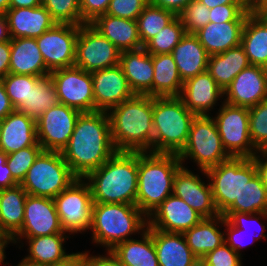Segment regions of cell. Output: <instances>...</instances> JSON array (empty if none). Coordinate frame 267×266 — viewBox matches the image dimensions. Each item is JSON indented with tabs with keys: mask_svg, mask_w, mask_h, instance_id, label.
I'll return each instance as SVG.
<instances>
[{
	"mask_svg": "<svg viewBox=\"0 0 267 266\" xmlns=\"http://www.w3.org/2000/svg\"><path fill=\"white\" fill-rule=\"evenodd\" d=\"M182 166L204 170L219 165L231 158L224 149L216 123L211 115L195 116L192 120L186 145L178 154ZM187 165V166H186Z\"/></svg>",
	"mask_w": 267,
	"mask_h": 266,
	"instance_id": "obj_7",
	"label": "cell"
},
{
	"mask_svg": "<svg viewBox=\"0 0 267 266\" xmlns=\"http://www.w3.org/2000/svg\"><path fill=\"white\" fill-rule=\"evenodd\" d=\"M175 17L176 15L173 12L149 3L136 20L142 46L152 39Z\"/></svg>",
	"mask_w": 267,
	"mask_h": 266,
	"instance_id": "obj_39",
	"label": "cell"
},
{
	"mask_svg": "<svg viewBox=\"0 0 267 266\" xmlns=\"http://www.w3.org/2000/svg\"><path fill=\"white\" fill-rule=\"evenodd\" d=\"M183 83L194 76L205 72L209 54L194 34H187L171 52Z\"/></svg>",
	"mask_w": 267,
	"mask_h": 266,
	"instance_id": "obj_30",
	"label": "cell"
},
{
	"mask_svg": "<svg viewBox=\"0 0 267 266\" xmlns=\"http://www.w3.org/2000/svg\"><path fill=\"white\" fill-rule=\"evenodd\" d=\"M3 119H0V137L2 133Z\"/></svg>",
	"mask_w": 267,
	"mask_h": 266,
	"instance_id": "obj_66",
	"label": "cell"
},
{
	"mask_svg": "<svg viewBox=\"0 0 267 266\" xmlns=\"http://www.w3.org/2000/svg\"><path fill=\"white\" fill-rule=\"evenodd\" d=\"M27 192L20 184L0 189V231L13 236L21 229L24 220Z\"/></svg>",
	"mask_w": 267,
	"mask_h": 266,
	"instance_id": "obj_36",
	"label": "cell"
},
{
	"mask_svg": "<svg viewBox=\"0 0 267 266\" xmlns=\"http://www.w3.org/2000/svg\"><path fill=\"white\" fill-rule=\"evenodd\" d=\"M119 64L134 94L152 97L154 77L152 55L144 48L123 51L120 54Z\"/></svg>",
	"mask_w": 267,
	"mask_h": 266,
	"instance_id": "obj_24",
	"label": "cell"
},
{
	"mask_svg": "<svg viewBox=\"0 0 267 266\" xmlns=\"http://www.w3.org/2000/svg\"><path fill=\"white\" fill-rule=\"evenodd\" d=\"M9 73L49 76L43 56L38 48L36 38H11Z\"/></svg>",
	"mask_w": 267,
	"mask_h": 266,
	"instance_id": "obj_29",
	"label": "cell"
},
{
	"mask_svg": "<svg viewBox=\"0 0 267 266\" xmlns=\"http://www.w3.org/2000/svg\"><path fill=\"white\" fill-rule=\"evenodd\" d=\"M251 12L249 4L217 5L210 9V22L223 23L228 21H246Z\"/></svg>",
	"mask_w": 267,
	"mask_h": 266,
	"instance_id": "obj_47",
	"label": "cell"
},
{
	"mask_svg": "<svg viewBox=\"0 0 267 266\" xmlns=\"http://www.w3.org/2000/svg\"><path fill=\"white\" fill-rule=\"evenodd\" d=\"M253 159L257 168V174L267 186V154L265 152H258Z\"/></svg>",
	"mask_w": 267,
	"mask_h": 266,
	"instance_id": "obj_58",
	"label": "cell"
},
{
	"mask_svg": "<svg viewBox=\"0 0 267 266\" xmlns=\"http://www.w3.org/2000/svg\"><path fill=\"white\" fill-rule=\"evenodd\" d=\"M94 253L95 250L92 253L89 250H84L85 266H126L111 250H103L102 254L99 252L97 254Z\"/></svg>",
	"mask_w": 267,
	"mask_h": 266,
	"instance_id": "obj_52",
	"label": "cell"
},
{
	"mask_svg": "<svg viewBox=\"0 0 267 266\" xmlns=\"http://www.w3.org/2000/svg\"><path fill=\"white\" fill-rule=\"evenodd\" d=\"M90 25L121 52L143 48L136 20L103 14L96 17Z\"/></svg>",
	"mask_w": 267,
	"mask_h": 266,
	"instance_id": "obj_27",
	"label": "cell"
},
{
	"mask_svg": "<svg viewBox=\"0 0 267 266\" xmlns=\"http://www.w3.org/2000/svg\"><path fill=\"white\" fill-rule=\"evenodd\" d=\"M211 116L222 145L231 157L253 158L259 152L249 134V108L223 102Z\"/></svg>",
	"mask_w": 267,
	"mask_h": 266,
	"instance_id": "obj_10",
	"label": "cell"
},
{
	"mask_svg": "<svg viewBox=\"0 0 267 266\" xmlns=\"http://www.w3.org/2000/svg\"><path fill=\"white\" fill-rule=\"evenodd\" d=\"M110 0H80L82 25L90 24L96 17L106 14Z\"/></svg>",
	"mask_w": 267,
	"mask_h": 266,
	"instance_id": "obj_51",
	"label": "cell"
},
{
	"mask_svg": "<svg viewBox=\"0 0 267 266\" xmlns=\"http://www.w3.org/2000/svg\"><path fill=\"white\" fill-rule=\"evenodd\" d=\"M80 25L59 24L36 38L47 69L72 67L75 63L76 40Z\"/></svg>",
	"mask_w": 267,
	"mask_h": 266,
	"instance_id": "obj_15",
	"label": "cell"
},
{
	"mask_svg": "<svg viewBox=\"0 0 267 266\" xmlns=\"http://www.w3.org/2000/svg\"><path fill=\"white\" fill-rule=\"evenodd\" d=\"M66 233L62 228L53 198L27 195L24 220L14 237H39Z\"/></svg>",
	"mask_w": 267,
	"mask_h": 266,
	"instance_id": "obj_17",
	"label": "cell"
},
{
	"mask_svg": "<svg viewBox=\"0 0 267 266\" xmlns=\"http://www.w3.org/2000/svg\"><path fill=\"white\" fill-rule=\"evenodd\" d=\"M37 142L36 120L17 110L3 119L0 151L10 154Z\"/></svg>",
	"mask_w": 267,
	"mask_h": 266,
	"instance_id": "obj_25",
	"label": "cell"
},
{
	"mask_svg": "<svg viewBox=\"0 0 267 266\" xmlns=\"http://www.w3.org/2000/svg\"><path fill=\"white\" fill-rule=\"evenodd\" d=\"M183 235L192 253L200 260L225 242L224 217L220 214L212 218H203Z\"/></svg>",
	"mask_w": 267,
	"mask_h": 266,
	"instance_id": "obj_31",
	"label": "cell"
},
{
	"mask_svg": "<svg viewBox=\"0 0 267 266\" xmlns=\"http://www.w3.org/2000/svg\"><path fill=\"white\" fill-rule=\"evenodd\" d=\"M41 78L42 77L32 75L8 73L1 79L6 89V93L15 109L22 102H26L31 87H34Z\"/></svg>",
	"mask_w": 267,
	"mask_h": 266,
	"instance_id": "obj_42",
	"label": "cell"
},
{
	"mask_svg": "<svg viewBox=\"0 0 267 266\" xmlns=\"http://www.w3.org/2000/svg\"><path fill=\"white\" fill-rule=\"evenodd\" d=\"M9 1L10 0H0V14H5L9 9Z\"/></svg>",
	"mask_w": 267,
	"mask_h": 266,
	"instance_id": "obj_65",
	"label": "cell"
},
{
	"mask_svg": "<svg viewBox=\"0 0 267 266\" xmlns=\"http://www.w3.org/2000/svg\"><path fill=\"white\" fill-rule=\"evenodd\" d=\"M77 177L58 151H42L20 185L28 195L55 198Z\"/></svg>",
	"mask_w": 267,
	"mask_h": 266,
	"instance_id": "obj_8",
	"label": "cell"
},
{
	"mask_svg": "<svg viewBox=\"0 0 267 266\" xmlns=\"http://www.w3.org/2000/svg\"><path fill=\"white\" fill-rule=\"evenodd\" d=\"M224 240L225 243L241 257H244V254H242L244 249L250 248V245L252 246L253 243L256 245L255 242L257 243V240L254 239L253 236L244 233L243 229L232 226L225 218Z\"/></svg>",
	"mask_w": 267,
	"mask_h": 266,
	"instance_id": "obj_50",
	"label": "cell"
},
{
	"mask_svg": "<svg viewBox=\"0 0 267 266\" xmlns=\"http://www.w3.org/2000/svg\"><path fill=\"white\" fill-rule=\"evenodd\" d=\"M42 5V0H10L9 8H34Z\"/></svg>",
	"mask_w": 267,
	"mask_h": 266,
	"instance_id": "obj_60",
	"label": "cell"
},
{
	"mask_svg": "<svg viewBox=\"0 0 267 266\" xmlns=\"http://www.w3.org/2000/svg\"><path fill=\"white\" fill-rule=\"evenodd\" d=\"M42 6L59 24L82 25L80 0H42Z\"/></svg>",
	"mask_w": 267,
	"mask_h": 266,
	"instance_id": "obj_43",
	"label": "cell"
},
{
	"mask_svg": "<svg viewBox=\"0 0 267 266\" xmlns=\"http://www.w3.org/2000/svg\"><path fill=\"white\" fill-rule=\"evenodd\" d=\"M147 226L148 217L136 204L93 203L88 239L94 247H103L102 251L112 250L117 244L139 236Z\"/></svg>",
	"mask_w": 267,
	"mask_h": 266,
	"instance_id": "obj_4",
	"label": "cell"
},
{
	"mask_svg": "<svg viewBox=\"0 0 267 266\" xmlns=\"http://www.w3.org/2000/svg\"><path fill=\"white\" fill-rule=\"evenodd\" d=\"M245 21L209 22L194 35L209 55L219 54L241 44Z\"/></svg>",
	"mask_w": 267,
	"mask_h": 266,
	"instance_id": "obj_28",
	"label": "cell"
},
{
	"mask_svg": "<svg viewBox=\"0 0 267 266\" xmlns=\"http://www.w3.org/2000/svg\"><path fill=\"white\" fill-rule=\"evenodd\" d=\"M210 9L199 0H192L178 15L187 34H194L210 21Z\"/></svg>",
	"mask_w": 267,
	"mask_h": 266,
	"instance_id": "obj_46",
	"label": "cell"
},
{
	"mask_svg": "<svg viewBox=\"0 0 267 266\" xmlns=\"http://www.w3.org/2000/svg\"><path fill=\"white\" fill-rule=\"evenodd\" d=\"M194 266H204L200 261L197 263V264H195Z\"/></svg>",
	"mask_w": 267,
	"mask_h": 266,
	"instance_id": "obj_67",
	"label": "cell"
},
{
	"mask_svg": "<svg viewBox=\"0 0 267 266\" xmlns=\"http://www.w3.org/2000/svg\"><path fill=\"white\" fill-rule=\"evenodd\" d=\"M172 194L183 199L203 218L220 215L214 204L211 186L204 170H192L182 166L174 177Z\"/></svg>",
	"mask_w": 267,
	"mask_h": 266,
	"instance_id": "obj_16",
	"label": "cell"
},
{
	"mask_svg": "<svg viewBox=\"0 0 267 266\" xmlns=\"http://www.w3.org/2000/svg\"><path fill=\"white\" fill-rule=\"evenodd\" d=\"M249 5L254 1V0H245Z\"/></svg>",
	"mask_w": 267,
	"mask_h": 266,
	"instance_id": "obj_68",
	"label": "cell"
},
{
	"mask_svg": "<svg viewBox=\"0 0 267 266\" xmlns=\"http://www.w3.org/2000/svg\"><path fill=\"white\" fill-rule=\"evenodd\" d=\"M83 179L90 187L93 203L135 204L138 152L117 151Z\"/></svg>",
	"mask_w": 267,
	"mask_h": 266,
	"instance_id": "obj_3",
	"label": "cell"
},
{
	"mask_svg": "<svg viewBox=\"0 0 267 266\" xmlns=\"http://www.w3.org/2000/svg\"><path fill=\"white\" fill-rule=\"evenodd\" d=\"M80 111L57 104L36 120L37 141L44 151L61 152L72 136Z\"/></svg>",
	"mask_w": 267,
	"mask_h": 266,
	"instance_id": "obj_14",
	"label": "cell"
},
{
	"mask_svg": "<svg viewBox=\"0 0 267 266\" xmlns=\"http://www.w3.org/2000/svg\"><path fill=\"white\" fill-rule=\"evenodd\" d=\"M267 100V69L249 65L225 88L224 102L233 106L253 107Z\"/></svg>",
	"mask_w": 267,
	"mask_h": 266,
	"instance_id": "obj_18",
	"label": "cell"
},
{
	"mask_svg": "<svg viewBox=\"0 0 267 266\" xmlns=\"http://www.w3.org/2000/svg\"><path fill=\"white\" fill-rule=\"evenodd\" d=\"M249 126L254 147L263 152L267 148V100L249 108Z\"/></svg>",
	"mask_w": 267,
	"mask_h": 266,
	"instance_id": "obj_44",
	"label": "cell"
},
{
	"mask_svg": "<svg viewBox=\"0 0 267 266\" xmlns=\"http://www.w3.org/2000/svg\"><path fill=\"white\" fill-rule=\"evenodd\" d=\"M207 8L212 9L217 5L248 4L245 0H199Z\"/></svg>",
	"mask_w": 267,
	"mask_h": 266,
	"instance_id": "obj_61",
	"label": "cell"
},
{
	"mask_svg": "<svg viewBox=\"0 0 267 266\" xmlns=\"http://www.w3.org/2000/svg\"><path fill=\"white\" fill-rule=\"evenodd\" d=\"M58 216L64 231L72 237L88 234L91 225L93 199L88 183L77 178L55 198ZM78 234V235H75Z\"/></svg>",
	"mask_w": 267,
	"mask_h": 266,
	"instance_id": "obj_11",
	"label": "cell"
},
{
	"mask_svg": "<svg viewBox=\"0 0 267 266\" xmlns=\"http://www.w3.org/2000/svg\"><path fill=\"white\" fill-rule=\"evenodd\" d=\"M11 40L0 42V79L9 73Z\"/></svg>",
	"mask_w": 267,
	"mask_h": 266,
	"instance_id": "obj_55",
	"label": "cell"
},
{
	"mask_svg": "<svg viewBox=\"0 0 267 266\" xmlns=\"http://www.w3.org/2000/svg\"><path fill=\"white\" fill-rule=\"evenodd\" d=\"M186 35V31L179 16H176L152 39H150L143 48L151 55L171 54L174 47Z\"/></svg>",
	"mask_w": 267,
	"mask_h": 266,
	"instance_id": "obj_40",
	"label": "cell"
},
{
	"mask_svg": "<svg viewBox=\"0 0 267 266\" xmlns=\"http://www.w3.org/2000/svg\"><path fill=\"white\" fill-rule=\"evenodd\" d=\"M240 45L250 65L267 67V17L264 14H248Z\"/></svg>",
	"mask_w": 267,
	"mask_h": 266,
	"instance_id": "obj_32",
	"label": "cell"
},
{
	"mask_svg": "<svg viewBox=\"0 0 267 266\" xmlns=\"http://www.w3.org/2000/svg\"><path fill=\"white\" fill-rule=\"evenodd\" d=\"M154 77L152 97H178L183 87L178 68L171 54L152 55Z\"/></svg>",
	"mask_w": 267,
	"mask_h": 266,
	"instance_id": "obj_35",
	"label": "cell"
},
{
	"mask_svg": "<svg viewBox=\"0 0 267 266\" xmlns=\"http://www.w3.org/2000/svg\"><path fill=\"white\" fill-rule=\"evenodd\" d=\"M11 266H49V265L44 264V263L35 262V261L29 260V259L22 256V259L20 261H18L17 265L12 264Z\"/></svg>",
	"mask_w": 267,
	"mask_h": 266,
	"instance_id": "obj_64",
	"label": "cell"
},
{
	"mask_svg": "<svg viewBox=\"0 0 267 266\" xmlns=\"http://www.w3.org/2000/svg\"><path fill=\"white\" fill-rule=\"evenodd\" d=\"M149 0H110L106 14L130 20H137Z\"/></svg>",
	"mask_w": 267,
	"mask_h": 266,
	"instance_id": "obj_49",
	"label": "cell"
},
{
	"mask_svg": "<svg viewBox=\"0 0 267 266\" xmlns=\"http://www.w3.org/2000/svg\"><path fill=\"white\" fill-rule=\"evenodd\" d=\"M5 16L11 38H37L57 24L42 5L34 8H9Z\"/></svg>",
	"mask_w": 267,
	"mask_h": 266,
	"instance_id": "obj_23",
	"label": "cell"
},
{
	"mask_svg": "<svg viewBox=\"0 0 267 266\" xmlns=\"http://www.w3.org/2000/svg\"><path fill=\"white\" fill-rule=\"evenodd\" d=\"M251 12L263 14L267 10V0H254L250 4Z\"/></svg>",
	"mask_w": 267,
	"mask_h": 266,
	"instance_id": "obj_63",
	"label": "cell"
},
{
	"mask_svg": "<svg viewBox=\"0 0 267 266\" xmlns=\"http://www.w3.org/2000/svg\"><path fill=\"white\" fill-rule=\"evenodd\" d=\"M108 115L116 151L153 152V97L135 94Z\"/></svg>",
	"mask_w": 267,
	"mask_h": 266,
	"instance_id": "obj_2",
	"label": "cell"
},
{
	"mask_svg": "<svg viewBox=\"0 0 267 266\" xmlns=\"http://www.w3.org/2000/svg\"><path fill=\"white\" fill-rule=\"evenodd\" d=\"M214 204L222 214L233 202H239L245 183L257 174L253 158L231 157L206 171Z\"/></svg>",
	"mask_w": 267,
	"mask_h": 266,
	"instance_id": "obj_9",
	"label": "cell"
},
{
	"mask_svg": "<svg viewBox=\"0 0 267 266\" xmlns=\"http://www.w3.org/2000/svg\"><path fill=\"white\" fill-rule=\"evenodd\" d=\"M192 0H149V3L173 12L178 16Z\"/></svg>",
	"mask_w": 267,
	"mask_h": 266,
	"instance_id": "obj_54",
	"label": "cell"
},
{
	"mask_svg": "<svg viewBox=\"0 0 267 266\" xmlns=\"http://www.w3.org/2000/svg\"><path fill=\"white\" fill-rule=\"evenodd\" d=\"M42 151V146L37 142L34 146H29L7 155L6 164L11 171L13 179L18 184L25 178L27 171Z\"/></svg>",
	"mask_w": 267,
	"mask_h": 266,
	"instance_id": "obj_45",
	"label": "cell"
},
{
	"mask_svg": "<svg viewBox=\"0 0 267 266\" xmlns=\"http://www.w3.org/2000/svg\"><path fill=\"white\" fill-rule=\"evenodd\" d=\"M13 107L4 87L2 80L0 79V119H4L8 114L13 112Z\"/></svg>",
	"mask_w": 267,
	"mask_h": 266,
	"instance_id": "obj_57",
	"label": "cell"
},
{
	"mask_svg": "<svg viewBox=\"0 0 267 266\" xmlns=\"http://www.w3.org/2000/svg\"><path fill=\"white\" fill-rule=\"evenodd\" d=\"M195 116L179 97H153V153L178 155Z\"/></svg>",
	"mask_w": 267,
	"mask_h": 266,
	"instance_id": "obj_6",
	"label": "cell"
},
{
	"mask_svg": "<svg viewBox=\"0 0 267 266\" xmlns=\"http://www.w3.org/2000/svg\"><path fill=\"white\" fill-rule=\"evenodd\" d=\"M203 217L183 199L171 194L149 216V228L164 232L184 233Z\"/></svg>",
	"mask_w": 267,
	"mask_h": 266,
	"instance_id": "obj_21",
	"label": "cell"
},
{
	"mask_svg": "<svg viewBox=\"0 0 267 266\" xmlns=\"http://www.w3.org/2000/svg\"><path fill=\"white\" fill-rule=\"evenodd\" d=\"M51 266H85L84 251H77L66 261Z\"/></svg>",
	"mask_w": 267,
	"mask_h": 266,
	"instance_id": "obj_59",
	"label": "cell"
},
{
	"mask_svg": "<svg viewBox=\"0 0 267 266\" xmlns=\"http://www.w3.org/2000/svg\"><path fill=\"white\" fill-rule=\"evenodd\" d=\"M108 112H83L78 116L69 142L60 152L71 172L84 178L115 153Z\"/></svg>",
	"mask_w": 267,
	"mask_h": 266,
	"instance_id": "obj_1",
	"label": "cell"
},
{
	"mask_svg": "<svg viewBox=\"0 0 267 266\" xmlns=\"http://www.w3.org/2000/svg\"><path fill=\"white\" fill-rule=\"evenodd\" d=\"M73 239L68 233H55L39 237H14L16 247L25 249V258L49 266L66 261L74 252H67V241ZM27 246V247H26ZM22 248V249H21Z\"/></svg>",
	"mask_w": 267,
	"mask_h": 266,
	"instance_id": "obj_22",
	"label": "cell"
},
{
	"mask_svg": "<svg viewBox=\"0 0 267 266\" xmlns=\"http://www.w3.org/2000/svg\"><path fill=\"white\" fill-rule=\"evenodd\" d=\"M111 251L126 266H159L149 227L137 238L119 243Z\"/></svg>",
	"mask_w": 267,
	"mask_h": 266,
	"instance_id": "obj_33",
	"label": "cell"
},
{
	"mask_svg": "<svg viewBox=\"0 0 267 266\" xmlns=\"http://www.w3.org/2000/svg\"><path fill=\"white\" fill-rule=\"evenodd\" d=\"M59 104L56 87L49 76L41 78L31 87L26 102H22L15 110L37 120L44 112Z\"/></svg>",
	"mask_w": 267,
	"mask_h": 266,
	"instance_id": "obj_37",
	"label": "cell"
},
{
	"mask_svg": "<svg viewBox=\"0 0 267 266\" xmlns=\"http://www.w3.org/2000/svg\"><path fill=\"white\" fill-rule=\"evenodd\" d=\"M8 245L15 247L16 244L14 236L12 234L0 231V266L12 265L10 261L6 260L8 259L6 250L10 247Z\"/></svg>",
	"mask_w": 267,
	"mask_h": 266,
	"instance_id": "obj_56",
	"label": "cell"
},
{
	"mask_svg": "<svg viewBox=\"0 0 267 266\" xmlns=\"http://www.w3.org/2000/svg\"><path fill=\"white\" fill-rule=\"evenodd\" d=\"M263 14L267 17V10Z\"/></svg>",
	"mask_w": 267,
	"mask_h": 266,
	"instance_id": "obj_69",
	"label": "cell"
},
{
	"mask_svg": "<svg viewBox=\"0 0 267 266\" xmlns=\"http://www.w3.org/2000/svg\"><path fill=\"white\" fill-rule=\"evenodd\" d=\"M152 238L159 266H194L199 262L186 243L183 233L152 228Z\"/></svg>",
	"mask_w": 267,
	"mask_h": 266,
	"instance_id": "obj_26",
	"label": "cell"
},
{
	"mask_svg": "<svg viewBox=\"0 0 267 266\" xmlns=\"http://www.w3.org/2000/svg\"><path fill=\"white\" fill-rule=\"evenodd\" d=\"M221 215L232 226L243 229L244 233L253 236L254 239H256L257 241L262 239L267 241V234L265 232V230H267L266 229L267 227L265 226L266 225L265 223L267 221V212H260L254 214L239 213V212H223Z\"/></svg>",
	"mask_w": 267,
	"mask_h": 266,
	"instance_id": "obj_41",
	"label": "cell"
},
{
	"mask_svg": "<svg viewBox=\"0 0 267 266\" xmlns=\"http://www.w3.org/2000/svg\"><path fill=\"white\" fill-rule=\"evenodd\" d=\"M250 65L241 45L225 52L209 56L207 71L223 89L245 68Z\"/></svg>",
	"mask_w": 267,
	"mask_h": 266,
	"instance_id": "obj_34",
	"label": "cell"
},
{
	"mask_svg": "<svg viewBox=\"0 0 267 266\" xmlns=\"http://www.w3.org/2000/svg\"><path fill=\"white\" fill-rule=\"evenodd\" d=\"M224 212L250 214L267 212V186L258 174L244 184L239 202H233Z\"/></svg>",
	"mask_w": 267,
	"mask_h": 266,
	"instance_id": "obj_38",
	"label": "cell"
},
{
	"mask_svg": "<svg viewBox=\"0 0 267 266\" xmlns=\"http://www.w3.org/2000/svg\"><path fill=\"white\" fill-rule=\"evenodd\" d=\"M178 97L196 116L212 115L224 102V91L206 70L185 81Z\"/></svg>",
	"mask_w": 267,
	"mask_h": 266,
	"instance_id": "obj_20",
	"label": "cell"
},
{
	"mask_svg": "<svg viewBox=\"0 0 267 266\" xmlns=\"http://www.w3.org/2000/svg\"><path fill=\"white\" fill-rule=\"evenodd\" d=\"M121 51L90 24L80 25L76 40L75 63L87 72L118 65Z\"/></svg>",
	"mask_w": 267,
	"mask_h": 266,
	"instance_id": "obj_12",
	"label": "cell"
},
{
	"mask_svg": "<svg viewBox=\"0 0 267 266\" xmlns=\"http://www.w3.org/2000/svg\"><path fill=\"white\" fill-rule=\"evenodd\" d=\"M95 111L109 112L135 94L120 64L91 72Z\"/></svg>",
	"mask_w": 267,
	"mask_h": 266,
	"instance_id": "obj_19",
	"label": "cell"
},
{
	"mask_svg": "<svg viewBox=\"0 0 267 266\" xmlns=\"http://www.w3.org/2000/svg\"><path fill=\"white\" fill-rule=\"evenodd\" d=\"M243 259L224 242L199 261L204 266H243Z\"/></svg>",
	"mask_w": 267,
	"mask_h": 266,
	"instance_id": "obj_48",
	"label": "cell"
},
{
	"mask_svg": "<svg viewBox=\"0 0 267 266\" xmlns=\"http://www.w3.org/2000/svg\"><path fill=\"white\" fill-rule=\"evenodd\" d=\"M182 167L177 154L138 152L136 206L148 217L173 191Z\"/></svg>",
	"mask_w": 267,
	"mask_h": 266,
	"instance_id": "obj_5",
	"label": "cell"
},
{
	"mask_svg": "<svg viewBox=\"0 0 267 266\" xmlns=\"http://www.w3.org/2000/svg\"><path fill=\"white\" fill-rule=\"evenodd\" d=\"M7 153L0 151V189L16 186L7 163Z\"/></svg>",
	"mask_w": 267,
	"mask_h": 266,
	"instance_id": "obj_53",
	"label": "cell"
},
{
	"mask_svg": "<svg viewBox=\"0 0 267 266\" xmlns=\"http://www.w3.org/2000/svg\"><path fill=\"white\" fill-rule=\"evenodd\" d=\"M11 40L5 14H0V42Z\"/></svg>",
	"mask_w": 267,
	"mask_h": 266,
	"instance_id": "obj_62",
	"label": "cell"
},
{
	"mask_svg": "<svg viewBox=\"0 0 267 266\" xmlns=\"http://www.w3.org/2000/svg\"><path fill=\"white\" fill-rule=\"evenodd\" d=\"M60 104L83 112L95 111L91 72L72 66L50 72Z\"/></svg>",
	"mask_w": 267,
	"mask_h": 266,
	"instance_id": "obj_13",
	"label": "cell"
}]
</instances>
